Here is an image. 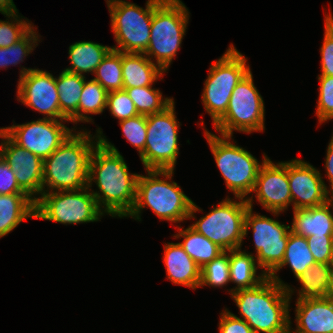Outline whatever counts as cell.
<instances>
[{"label":"cell","mask_w":333,"mask_h":333,"mask_svg":"<svg viewBox=\"0 0 333 333\" xmlns=\"http://www.w3.org/2000/svg\"><path fill=\"white\" fill-rule=\"evenodd\" d=\"M105 136L93 149L88 173V187L96 182L97 192H91L96 198L99 209L112 217H126L133 209L136 200L139 174H130L123 156ZM103 204V206H102Z\"/></svg>","instance_id":"cell-1"},{"label":"cell","mask_w":333,"mask_h":333,"mask_svg":"<svg viewBox=\"0 0 333 333\" xmlns=\"http://www.w3.org/2000/svg\"><path fill=\"white\" fill-rule=\"evenodd\" d=\"M292 293L290 287L287 289L267 276L255 287L233 291L231 297L255 333H284L291 328Z\"/></svg>","instance_id":"cell-2"},{"label":"cell","mask_w":333,"mask_h":333,"mask_svg":"<svg viewBox=\"0 0 333 333\" xmlns=\"http://www.w3.org/2000/svg\"><path fill=\"white\" fill-rule=\"evenodd\" d=\"M89 132L71 133L69 137L43 160V192L77 190L88 186L89 162L95 146L103 136L97 130V142L91 140ZM92 141V142H91Z\"/></svg>","instance_id":"cell-3"},{"label":"cell","mask_w":333,"mask_h":333,"mask_svg":"<svg viewBox=\"0 0 333 333\" xmlns=\"http://www.w3.org/2000/svg\"><path fill=\"white\" fill-rule=\"evenodd\" d=\"M147 172L148 176L138 177L136 200L128 216L139 220L141 209L148 206L160 219L176 223L194 218V213L201 211L176 182L166 180V178L172 179L173 170H147ZM161 175L165 180L158 178Z\"/></svg>","instance_id":"cell-4"},{"label":"cell","mask_w":333,"mask_h":333,"mask_svg":"<svg viewBox=\"0 0 333 333\" xmlns=\"http://www.w3.org/2000/svg\"><path fill=\"white\" fill-rule=\"evenodd\" d=\"M188 10L180 0H163L153 12L149 45L144 52L166 72L186 32ZM151 56V58H150Z\"/></svg>","instance_id":"cell-5"},{"label":"cell","mask_w":333,"mask_h":333,"mask_svg":"<svg viewBox=\"0 0 333 333\" xmlns=\"http://www.w3.org/2000/svg\"><path fill=\"white\" fill-rule=\"evenodd\" d=\"M163 0H148L143 9L122 0H107L111 26L118 44L113 50L124 53H144L150 42L154 9Z\"/></svg>","instance_id":"cell-6"},{"label":"cell","mask_w":333,"mask_h":333,"mask_svg":"<svg viewBox=\"0 0 333 333\" xmlns=\"http://www.w3.org/2000/svg\"><path fill=\"white\" fill-rule=\"evenodd\" d=\"M217 167L226 182L229 190L236 198L246 199V195L253 192L255 182L263 163L242 147L232 144L231 137L221 138L205 130Z\"/></svg>","instance_id":"cell-7"},{"label":"cell","mask_w":333,"mask_h":333,"mask_svg":"<svg viewBox=\"0 0 333 333\" xmlns=\"http://www.w3.org/2000/svg\"><path fill=\"white\" fill-rule=\"evenodd\" d=\"M246 58L230 45L226 53L214 62L205 81L202 101L213 125L225 114L236 85L250 71Z\"/></svg>","instance_id":"cell-8"},{"label":"cell","mask_w":333,"mask_h":333,"mask_svg":"<svg viewBox=\"0 0 333 333\" xmlns=\"http://www.w3.org/2000/svg\"><path fill=\"white\" fill-rule=\"evenodd\" d=\"M89 187L49 192L44 190L35 201V218L62 224L95 222L103 215Z\"/></svg>","instance_id":"cell-9"},{"label":"cell","mask_w":333,"mask_h":333,"mask_svg":"<svg viewBox=\"0 0 333 333\" xmlns=\"http://www.w3.org/2000/svg\"><path fill=\"white\" fill-rule=\"evenodd\" d=\"M174 101L163 111L146 115L147 138L140 159L147 170H174L178 147V129Z\"/></svg>","instance_id":"cell-10"},{"label":"cell","mask_w":333,"mask_h":333,"mask_svg":"<svg viewBox=\"0 0 333 333\" xmlns=\"http://www.w3.org/2000/svg\"><path fill=\"white\" fill-rule=\"evenodd\" d=\"M264 102L253 83L251 70L234 88L225 114L214 124L222 136L234 130L251 133L264 130Z\"/></svg>","instance_id":"cell-11"},{"label":"cell","mask_w":333,"mask_h":333,"mask_svg":"<svg viewBox=\"0 0 333 333\" xmlns=\"http://www.w3.org/2000/svg\"><path fill=\"white\" fill-rule=\"evenodd\" d=\"M248 208L246 199L240 198L238 202L226 198L190 227L224 251L240 249L244 239L245 216Z\"/></svg>","instance_id":"cell-12"},{"label":"cell","mask_w":333,"mask_h":333,"mask_svg":"<svg viewBox=\"0 0 333 333\" xmlns=\"http://www.w3.org/2000/svg\"><path fill=\"white\" fill-rule=\"evenodd\" d=\"M249 208L246 211L244 237L249 227L253 230L257 252V265L269 276L281 263L289 240L290 226L279 221L252 213V197L246 198Z\"/></svg>","instance_id":"cell-13"},{"label":"cell","mask_w":333,"mask_h":333,"mask_svg":"<svg viewBox=\"0 0 333 333\" xmlns=\"http://www.w3.org/2000/svg\"><path fill=\"white\" fill-rule=\"evenodd\" d=\"M8 137L42 160L49 157L72 133L60 120L42 118L6 127Z\"/></svg>","instance_id":"cell-14"},{"label":"cell","mask_w":333,"mask_h":333,"mask_svg":"<svg viewBox=\"0 0 333 333\" xmlns=\"http://www.w3.org/2000/svg\"><path fill=\"white\" fill-rule=\"evenodd\" d=\"M17 98L24 105L46 115L45 118L69 121L60 111L59 93L54 76L39 69L22 68Z\"/></svg>","instance_id":"cell-15"},{"label":"cell","mask_w":333,"mask_h":333,"mask_svg":"<svg viewBox=\"0 0 333 333\" xmlns=\"http://www.w3.org/2000/svg\"><path fill=\"white\" fill-rule=\"evenodd\" d=\"M263 157V165L260 167L253 191L256 192V198L262 206L277 215L292 202L288 162L275 165L266 155Z\"/></svg>","instance_id":"cell-16"},{"label":"cell","mask_w":333,"mask_h":333,"mask_svg":"<svg viewBox=\"0 0 333 333\" xmlns=\"http://www.w3.org/2000/svg\"><path fill=\"white\" fill-rule=\"evenodd\" d=\"M288 180L293 210L320 206L331 199L320 172L307 162L289 161Z\"/></svg>","instance_id":"cell-17"},{"label":"cell","mask_w":333,"mask_h":333,"mask_svg":"<svg viewBox=\"0 0 333 333\" xmlns=\"http://www.w3.org/2000/svg\"><path fill=\"white\" fill-rule=\"evenodd\" d=\"M4 161L15 173L19 187L36 201L37 197L34 195L43 192V160L20 147L7 136L4 147Z\"/></svg>","instance_id":"cell-18"},{"label":"cell","mask_w":333,"mask_h":333,"mask_svg":"<svg viewBox=\"0 0 333 333\" xmlns=\"http://www.w3.org/2000/svg\"><path fill=\"white\" fill-rule=\"evenodd\" d=\"M294 333H333V301L328 298L297 300Z\"/></svg>","instance_id":"cell-19"},{"label":"cell","mask_w":333,"mask_h":333,"mask_svg":"<svg viewBox=\"0 0 333 333\" xmlns=\"http://www.w3.org/2000/svg\"><path fill=\"white\" fill-rule=\"evenodd\" d=\"M164 263L167 276L174 284H180L192 289L200 285L201 268L191 259L179 243L164 245Z\"/></svg>","instance_id":"cell-20"},{"label":"cell","mask_w":333,"mask_h":333,"mask_svg":"<svg viewBox=\"0 0 333 333\" xmlns=\"http://www.w3.org/2000/svg\"><path fill=\"white\" fill-rule=\"evenodd\" d=\"M331 206H333V198L320 206L293 210L294 218L290 227L291 232L305 238L308 236H333Z\"/></svg>","instance_id":"cell-21"},{"label":"cell","mask_w":333,"mask_h":333,"mask_svg":"<svg viewBox=\"0 0 333 333\" xmlns=\"http://www.w3.org/2000/svg\"><path fill=\"white\" fill-rule=\"evenodd\" d=\"M163 73L144 53L122 52L123 88L152 86Z\"/></svg>","instance_id":"cell-22"},{"label":"cell","mask_w":333,"mask_h":333,"mask_svg":"<svg viewBox=\"0 0 333 333\" xmlns=\"http://www.w3.org/2000/svg\"><path fill=\"white\" fill-rule=\"evenodd\" d=\"M28 218H35L32 198L26 193L0 194V238Z\"/></svg>","instance_id":"cell-23"},{"label":"cell","mask_w":333,"mask_h":333,"mask_svg":"<svg viewBox=\"0 0 333 333\" xmlns=\"http://www.w3.org/2000/svg\"><path fill=\"white\" fill-rule=\"evenodd\" d=\"M313 264H316V262L308 247L306 238L290 231L282 263L269 275V277L288 289L289 286L284 284L280 278L276 276V272L283 266L289 265L295 277L298 278Z\"/></svg>","instance_id":"cell-24"},{"label":"cell","mask_w":333,"mask_h":333,"mask_svg":"<svg viewBox=\"0 0 333 333\" xmlns=\"http://www.w3.org/2000/svg\"><path fill=\"white\" fill-rule=\"evenodd\" d=\"M111 49L112 47L91 41L76 42L69 46V59L72 67L66 68L65 71L81 76L82 73H94Z\"/></svg>","instance_id":"cell-25"},{"label":"cell","mask_w":333,"mask_h":333,"mask_svg":"<svg viewBox=\"0 0 333 333\" xmlns=\"http://www.w3.org/2000/svg\"><path fill=\"white\" fill-rule=\"evenodd\" d=\"M56 88L59 93L61 113L71 122L78 121V105L85 82L84 75H78L63 70L55 78Z\"/></svg>","instance_id":"cell-26"},{"label":"cell","mask_w":333,"mask_h":333,"mask_svg":"<svg viewBox=\"0 0 333 333\" xmlns=\"http://www.w3.org/2000/svg\"><path fill=\"white\" fill-rule=\"evenodd\" d=\"M230 282L237 284V287L230 290L252 288L260 284L267 276L262 273L256 276L257 266L253 254L246 253L240 249L229 250Z\"/></svg>","instance_id":"cell-27"},{"label":"cell","mask_w":333,"mask_h":333,"mask_svg":"<svg viewBox=\"0 0 333 333\" xmlns=\"http://www.w3.org/2000/svg\"><path fill=\"white\" fill-rule=\"evenodd\" d=\"M178 229L179 234L177 233L174 237H184V241L179 243V245L200 268L224 252L222 248L191 227L186 229L179 227Z\"/></svg>","instance_id":"cell-28"},{"label":"cell","mask_w":333,"mask_h":333,"mask_svg":"<svg viewBox=\"0 0 333 333\" xmlns=\"http://www.w3.org/2000/svg\"><path fill=\"white\" fill-rule=\"evenodd\" d=\"M333 271L331 264L316 263L297 279L302 285L298 300L325 298Z\"/></svg>","instance_id":"cell-29"},{"label":"cell","mask_w":333,"mask_h":333,"mask_svg":"<svg viewBox=\"0 0 333 333\" xmlns=\"http://www.w3.org/2000/svg\"><path fill=\"white\" fill-rule=\"evenodd\" d=\"M94 80L109 93L123 89L122 52L111 49L97 66Z\"/></svg>","instance_id":"cell-30"},{"label":"cell","mask_w":333,"mask_h":333,"mask_svg":"<svg viewBox=\"0 0 333 333\" xmlns=\"http://www.w3.org/2000/svg\"><path fill=\"white\" fill-rule=\"evenodd\" d=\"M107 94L108 92L99 82L94 79L86 82L85 79L78 105V122L92 120L85 114H101L106 108Z\"/></svg>","instance_id":"cell-31"},{"label":"cell","mask_w":333,"mask_h":333,"mask_svg":"<svg viewBox=\"0 0 333 333\" xmlns=\"http://www.w3.org/2000/svg\"><path fill=\"white\" fill-rule=\"evenodd\" d=\"M134 102L137 112L141 115H149L163 111L174 100L172 98L162 99V93L152 86L123 88Z\"/></svg>","instance_id":"cell-32"},{"label":"cell","mask_w":333,"mask_h":333,"mask_svg":"<svg viewBox=\"0 0 333 333\" xmlns=\"http://www.w3.org/2000/svg\"><path fill=\"white\" fill-rule=\"evenodd\" d=\"M230 282L229 254L224 251L201 268L200 285L222 287Z\"/></svg>","instance_id":"cell-33"},{"label":"cell","mask_w":333,"mask_h":333,"mask_svg":"<svg viewBox=\"0 0 333 333\" xmlns=\"http://www.w3.org/2000/svg\"><path fill=\"white\" fill-rule=\"evenodd\" d=\"M34 30L32 28L15 44L7 48H0V68H7L9 65H16L20 61L22 62V59L34 50L35 44L39 41L38 35Z\"/></svg>","instance_id":"cell-34"},{"label":"cell","mask_w":333,"mask_h":333,"mask_svg":"<svg viewBox=\"0 0 333 333\" xmlns=\"http://www.w3.org/2000/svg\"><path fill=\"white\" fill-rule=\"evenodd\" d=\"M123 131L124 137L139 151V156L144 153L146 138H147V124L146 115H137L119 122Z\"/></svg>","instance_id":"cell-35"},{"label":"cell","mask_w":333,"mask_h":333,"mask_svg":"<svg viewBox=\"0 0 333 333\" xmlns=\"http://www.w3.org/2000/svg\"><path fill=\"white\" fill-rule=\"evenodd\" d=\"M13 21H2L0 20V48H7L17 41L22 39L34 26L31 23H27L25 20L18 19L17 13L6 15Z\"/></svg>","instance_id":"cell-36"},{"label":"cell","mask_w":333,"mask_h":333,"mask_svg":"<svg viewBox=\"0 0 333 333\" xmlns=\"http://www.w3.org/2000/svg\"><path fill=\"white\" fill-rule=\"evenodd\" d=\"M107 107L111 111V114L119 119V121L139 115L134 102L129 98L128 93L124 89L112 91L107 94Z\"/></svg>","instance_id":"cell-37"},{"label":"cell","mask_w":333,"mask_h":333,"mask_svg":"<svg viewBox=\"0 0 333 333\" xmlns=\"http://www.w3.org/2000/svg\"><path fill=\"white\" fill-rule=\"evenodd\" d=\"M318 80H320V91L316 115L319 123H322L333 119V77L320 75Z\"/></svg>","instance_id":"cell-38"},{"label":"cell","mask_w":333,"mask_h":333,"mask_svg":"<svg viewBox=\"0 0 333 333\" xmlns=\"http://www.w3.org/2000/svg\"><path fill=\"white\" fill-rule=\"evenodd\" d=\"M321 69L320 75H328L333 77V16L325 15V34L321 47Z\"/></svg>","instance_id":"cell-39"},{"label":"cell","mask_w":333,"mask_h":333,"mask_svg":"<svg viewBox=\"0 0 333 333\" xmlns=\"http://www.w3.org/2000/svg\"><path fill=\"white\" fill-rule=\"evenodd\" d=\"M306 240L316 263H332L333 236H308Z\"/></svg>","instance_id":"cell-40"},{"label":"cell","mask_w":333,"mask_h":333,"mask_svg":"<svg viewBox=\"0 0 333 333\" xmlns=\"http://www.w3.org/2000/svg\"><path fill=\"white\" fill-rule=\"evenodd\" d=\"M221 314L220 333H255L242 318L237 317L227 309Z\"/></svg>","instance_id":"cell-41"},{"label":"cell","mask_w":333,"mask_h":333,"mask_svg":"<svg viewBox=\"0 0 333 333\" xmlns=\"http://www.w3.org/2000/svg\"><path fill=\"white\" fill-rule=\"evenodd\" d=\"M25 193L18 185L15 173L3 160L0 163V194Z\"/></svg>","instance_id":"cell-42"},{"label":"cell","mask_w":333,"mask_h":333,"mask_svg":"<svg viewBox=\"0 0 333 333\" xmlns=\"http://www.w3.org/2000/svg\"><path fill=\"white\" fill-rule=\"evenodd\" d=\"M325 167H326V173H327V177L330 181V185H331V192L333 196V136L331 138V141L328 145L327 148V156H326V163H325Z\"/></svg>","instance_id":"cell-43"},{"label":"cell","mask_w":333,"mask_h":333,"mask_svg":"<svg viewBox=\"0 0 333 333\" xmlns=\"http://www.w3.org/2000/svg\"><path fill=\"white\" fill-rule=\"evenodd\" d=\"M0 12L4 15L18 13L13 0H0Z\"/></svg>","instance_id":"cell-44"},{"label":"cell","mask_w":333,"mask_h":333,"mask_svg":"<svg viewBox=\"0 0 333 333\" xmlns=\"http://www.w3.org/2000/svg\"><path fill=\"white\" fill-rule=\"evenodd\" d=\"M326 298L333 301V271H332V274H331L330 285H329V288H328V292L326 294Z\"/></svg>","instance_id":"cell-45"},{"label":"cell","mask_w":333,"mask_h":333,"mask_svg":"<svg viewBox=\"0 0 333 333\" xmlns=\"http://www.w3.org/2000/svg\"><path fill=\"white\" fill-rule=\"evenodd\" d=\"M290 331H291V329L287 330V331H286V332H284V333H291Z\"/></svg>","instance_id":"cell-46"}]
</instances>
